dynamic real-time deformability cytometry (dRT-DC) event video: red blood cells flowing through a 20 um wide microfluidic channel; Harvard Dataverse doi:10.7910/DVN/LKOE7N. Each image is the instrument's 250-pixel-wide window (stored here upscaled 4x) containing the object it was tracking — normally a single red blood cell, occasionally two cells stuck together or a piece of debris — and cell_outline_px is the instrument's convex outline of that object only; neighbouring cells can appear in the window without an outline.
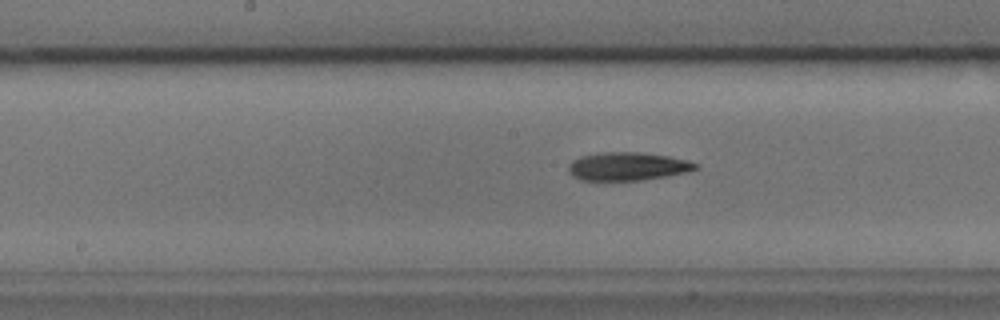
{"species": "common noctule bat (a hibernating species)", "species_latin": "Nyctalus noctula", "temperature_condition": "cold", "stored_images_in_passage": 39, "camera_frame_rate_fps": 3000, "um_per_image_px": 0.085, "animal": {"sex": "male", "body_mass_g": 17.9, "forearm_length_mm": 54.2}, "frame": {"image": 1, "passage_image": 19, "time_ms": 6.0, "image_size_px": [1000, 320], "cell_outline_px": [[700, 168], [668, 176], [640, 180], [580, 180], [572, 176], [568, 172], [568, 164], [572, 160], [580, 156], [600, 152], [640, 152], [668, 156], [688, 160], [700, 164]], "centroid_in_image_um": [53.33, 14.13], "position_along_channel_um": 194.9, "area_um2": 21.1}}
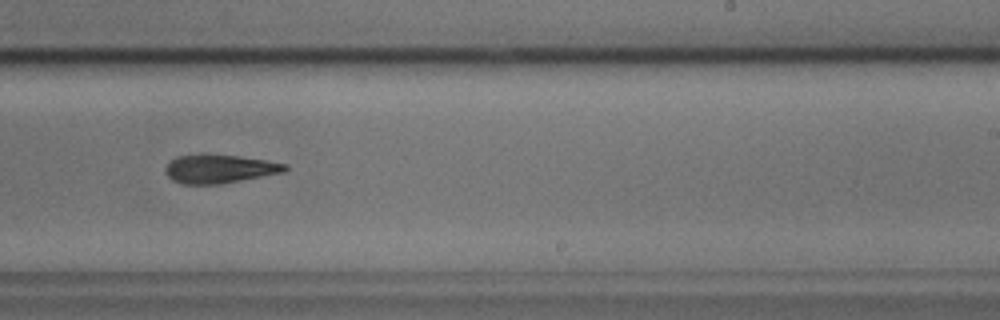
{"frame": {"image": 2, "passage_image": 25, "time_ms": 8.0, "image_size_px": [1000, 320], "cell_outline_px": [[288, 168], [284, 172], [220, 184], [180, 184], [172, 180], [164, 172], [164, 168], [176, 156], [240, 156], [268, 160], [288, 164]], "centroid_in_image_um": [18.68, 14.38], "position_along_channel_um": 270.3, "area_um2": 19.54}}
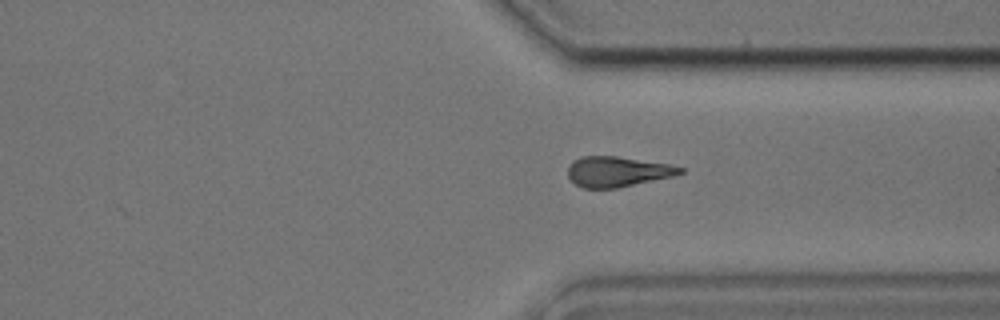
{"frame": {"image": 3, "passage_image": 32, "time_ms": 10.333, "image_size_px": [1000, 320], "cell_outline_px": [[684, 172], [672, 176], [616, 188], [584, 188], [576, 184], [568, 176], [568, 168], [572, 160], [580, 156], [616, 156], [668, 164], [684, 168]], "centroid_in_image_um": [52.45, 14.58], "position_along_channel_um": 359.0, "area_um2": 19.59}, "authors_computed_cell_mechanics": {"area_um2": 20.5768, "velocity_mm_per_s": 3.796, "shape_relaxation_time_tau1_ms": 3.4186, "shape_relaxation_time_tau2_ms": null, "deformation_change_tau1": 0.1267, "deformation_change_tau2": null}}